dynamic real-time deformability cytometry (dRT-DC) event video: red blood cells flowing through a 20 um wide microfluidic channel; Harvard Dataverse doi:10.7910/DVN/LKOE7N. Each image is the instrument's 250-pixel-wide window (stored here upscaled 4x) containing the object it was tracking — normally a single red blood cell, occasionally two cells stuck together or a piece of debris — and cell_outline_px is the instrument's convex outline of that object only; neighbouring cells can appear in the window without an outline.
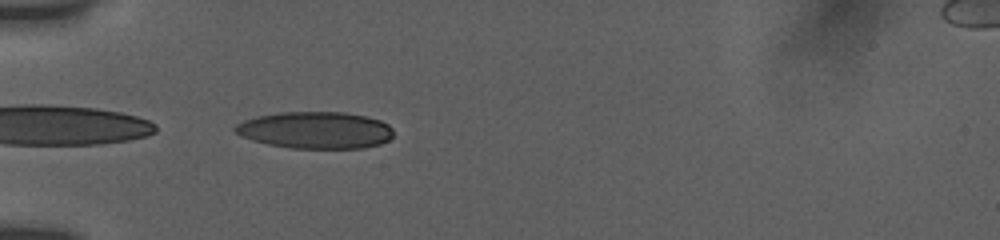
{"species": "human", "species_latin": "Homo sapiens", "temperature_condition": "room temperature", "stored_images_in_passage": 37, "camera_frame_rate_fps": 3000, "um_per_image_px": 0.085, "donor": {"sex": "female"}, "frame": {"image": 1, "passage_image": 1, "time_ms": 0.0, "image_size_px": [1000, 240], "cell_outline_px": [[392, 136], [388, 140], [380, 144], [364, 148], [292, 148], [268, 144], [252, 140], [236, 132], [232, 128], [236, 124], [244, 120], [256, 116], [280, 112], [344, 112], [364, 116], [380, 120], [388, 124], [392, 128]], "centroid_in_image_um": [26.81, 11.06], "position_along_channel_um": 58.2, "area_um2": 33.99}}
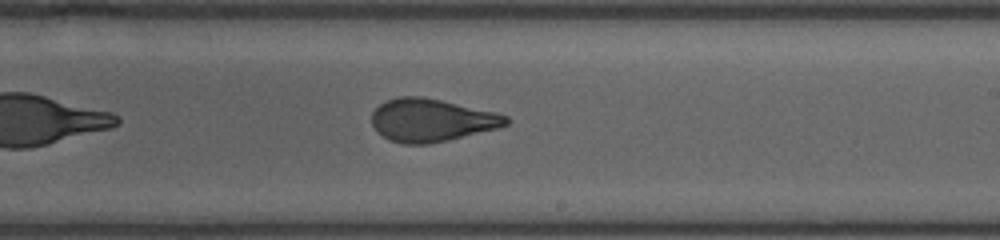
{"frame": {"image": 2, "passage_image": 17, "time_ms": 5.333, "image_size_px": [1000, 240], "cell_outline_px": [[508, 124], [496, 128], [448, 140], [428, 144], [404, 144], [388, 140], [372, 124], [372, 112], [380, 104], [388, 100], [400, 96], [420, 96], [440, 100], [496, 112], [508, 116]], "centroid_in_image_um": [36.66, 10.21], "position_along_channel_um": 252.3, "area_um2": 33.12}}
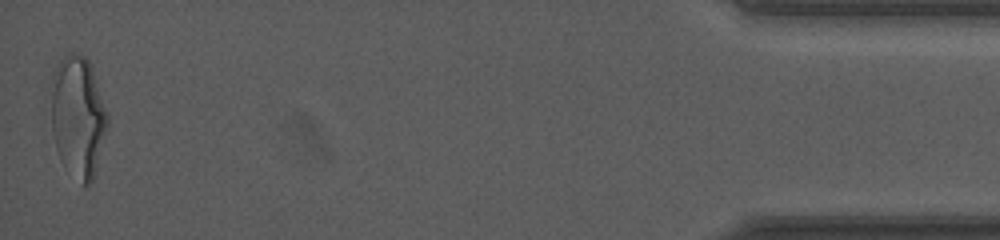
{"frame": {"image": 3, "passage_image": 37, "time_ms": 12.0, "image_size_px": [1000, 240], "cell_outline_px": [[108, 124], [92, 180], [88, 184], [84, 184], [60, 160], [56, 148], [52, 132], [52, 72], [60, 60], [68, 52], [72, 52], [84, 56], [88, 60], [92, 68], [108, 116]], "centroid_in_image_um": [6.61, 9.84], "position_along_channel_um": 428.6, "area_um2": 39.07}, "authors_computed_cell_mechanics": {"area_um2": 33.9864, "velocity_mm_per_s": 3.84, "shape_relaxation_time_tau1_ms": 5.6672, "shape_relaxation_time_tau2_ms": 1.1837, "deformation_change_tau1": 0.2026, "deformation_change_tau2": 0.0847}}